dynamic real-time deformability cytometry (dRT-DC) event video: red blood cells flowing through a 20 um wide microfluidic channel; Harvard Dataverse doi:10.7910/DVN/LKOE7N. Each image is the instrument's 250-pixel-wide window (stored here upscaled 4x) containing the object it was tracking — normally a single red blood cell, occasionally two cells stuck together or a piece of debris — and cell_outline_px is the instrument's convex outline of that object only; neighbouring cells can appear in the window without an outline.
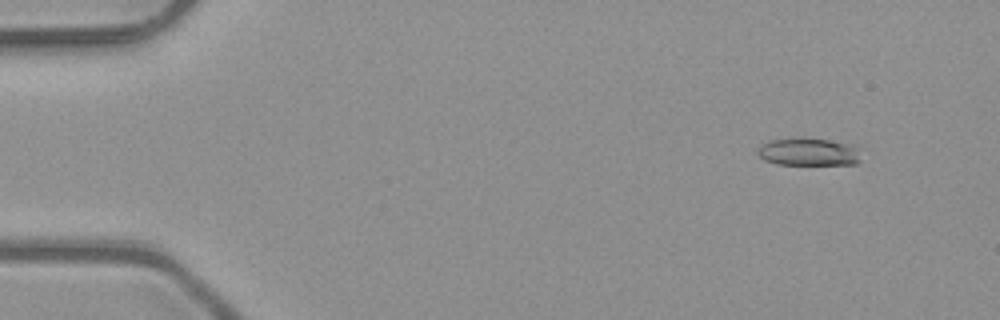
{"species": "common noctule bat (a hibernating species)", "species_latin": "Nyctalus noctula", "temperature_condition": "room temperature", "stored_images_in_passage": 4, "camera_frame_rate_fps": 3000, "um_per_image_px": 0.085, "animal": {"sex": "male", "body_mass_g": 23.1, "forearm_length_mm": 52.7}, "frame": {"image": 1, "passage_image": 1, "time_ms": 0.0, "image_size_px": [1000, 320], "cell_outline_px": [[860, 160], [856, 164], [776, 164], [764, 160], [756, 152], [756, 148], [760, 144], [768, 140], [796, 136], [800, 136], [828, 140], [852, 144], [860, 148]], "centroid_in_image_um": [68.69, 12.88], "position_along_channel_um": 16.3, "area_um2": 17.28}}
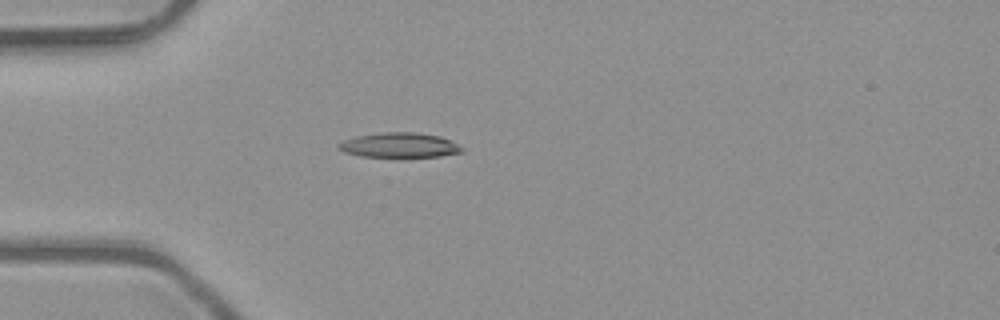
{"frame": {"image": 2, "passage_image": 4, "time_ms": 1.0, "image_size_px": [1000, 320], "cell_outline_px": [[464, 152], [440, 156], [408, 160], [400, 160], [360, 156], [344, 152], [336, 148], [336, 144], [344, 140], [356, 136], [380, 132], [416, 132], [440, 136], [452, 140], [464, 148]], "centroid_in_image_um": [33.97, 12.39], "position_along_channel_um": 51.0, "area_um2": 19.19}}